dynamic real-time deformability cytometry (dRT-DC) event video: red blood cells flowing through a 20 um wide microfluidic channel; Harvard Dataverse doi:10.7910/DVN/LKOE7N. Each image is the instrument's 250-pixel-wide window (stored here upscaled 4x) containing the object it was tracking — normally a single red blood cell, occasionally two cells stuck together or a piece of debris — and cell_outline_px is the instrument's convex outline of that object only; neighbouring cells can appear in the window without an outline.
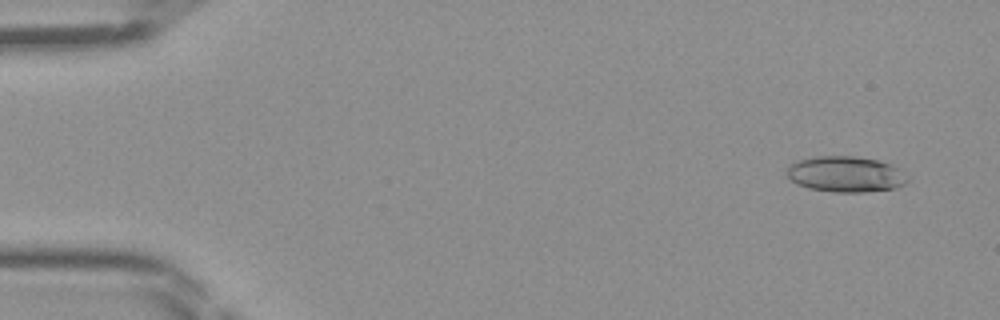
{"species": "Egyptian fruit bat (a non-hibernating species)", "species_latin": "Rousettus aegyptiacus", "temperature_condition": "room temperature", "stored_images_in_passage": 21, "camera_frame_rate_fps": 3000, "um_per_image_px": 0.085, "frame": {"image": 1, "passage_image": 3, "time_ms": 0.667, "image_size_px": [1000, 320], "cell_outline_px": [[908, 180], [904, 184], [896, 188], [864, 192], [832, 192], [808, 188], [792, 180], [784, 172], [796, 160], [816, 156], [852, 156], [876, 160], [892, 164], [900, 168], [908, 176]], "centroid_in_image_um": [71.9, 14.8], "position_along_channel_um": 13.1, "area_um2": 25.26}}
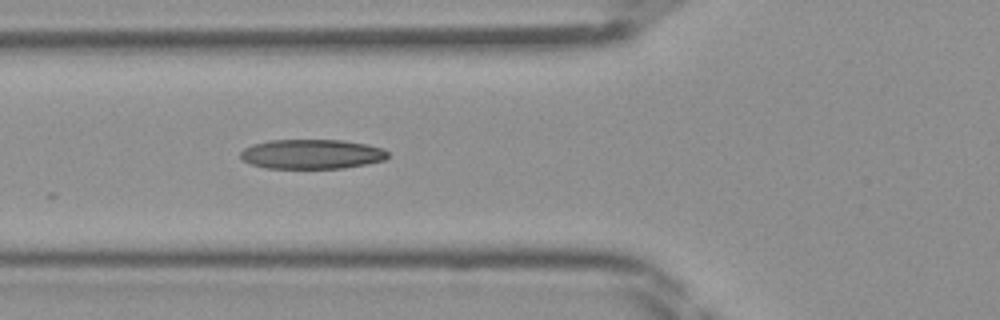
{"frame": {"image": 2, "passage_image": 17, "time_ms": 5.333, "image_size_px": [1000, 320], "cell_outline_px": [[388, 156], [384, 160], [344, 168], [264, 168], [240, 160], [240, 152], [244, 148], [252, 144], [268, 140], [344, 140], [368, 144], [384, 148], [388, 152]], "centroid_in_image_um": [26.48, 13.09], "position_along_channel_um": 99.3, "area_um2": 25.61}}
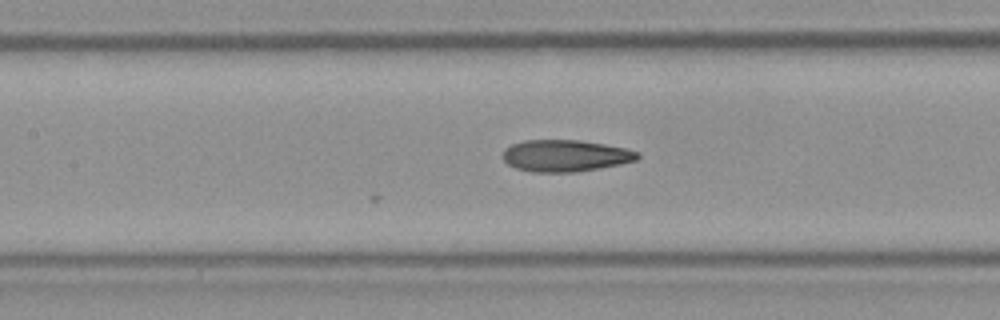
{"frame": {"image": 3, "passage_image": 21, "time_ms": 6.667, "image_size_px": [1000, 320], "cell_outline_px": [[640, 156], [636, 160], [620, 164], [600, 168], [576, 172], [532, 172], [516, 168], [508, 164], [500, 156], [504, 148], [512, 144], [524, 140], [580, 140], [628, 148], [640, 152]], "centroid_in_image_um": [48.04, 13.23], "position_along_channel_um": 159.4, "area_um2": 25.2}}